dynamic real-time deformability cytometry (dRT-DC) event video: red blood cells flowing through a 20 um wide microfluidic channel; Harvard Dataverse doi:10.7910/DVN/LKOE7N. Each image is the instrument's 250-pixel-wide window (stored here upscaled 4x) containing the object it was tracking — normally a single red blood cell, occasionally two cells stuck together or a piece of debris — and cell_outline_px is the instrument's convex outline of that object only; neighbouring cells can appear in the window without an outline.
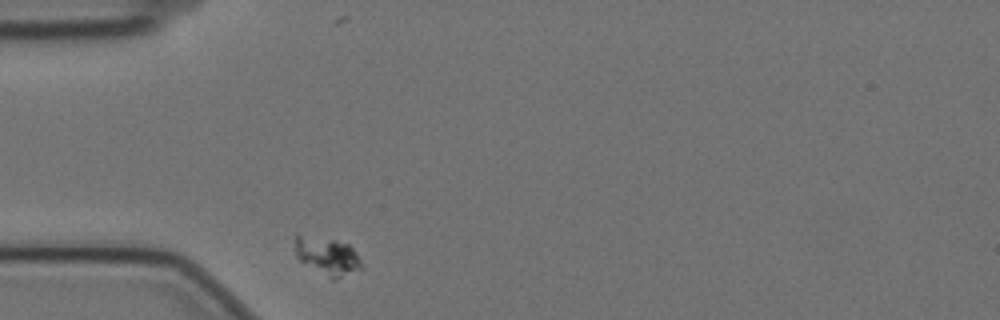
{"species": "Egyptian fruit bat (a non-hibernating species)", "species_latin": "Rousettus aegyptiacus", "temperature_condition": "cold", "stored_images_in_passage": 35, "camera_frame_rate_fps": 3000, "um_per_image_px": 0.085, "animal": {"sex": "female"}, "frame": {"image": 1, "passage_image": 1, "time_ms": 0.0, "image_size_px": [1000, 320], "cell_outline_px": [[360, 268], [332, 280], [300, 260], [296, 256], [296, 232], [336, 240], [348, 244], [356, 252], [360, 260]], "centroid_in_image_um": [27.77, 21.71], "position_along_channel_um": 57.2, "area_um2": 14.39}}
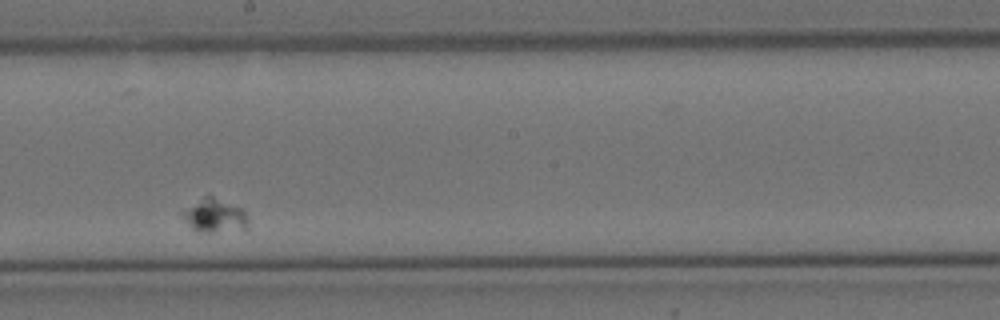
{"frame": {"image": 2, "passage_image": 20, "time_ms": 6.333, "image_size_px": [1000, 320], "cell_outline_px": [[248, 228], [212, 232], [196, 232], [184, 220], [180, 212], [204, 196], [212, 196], [240, 208], [244, 212], [248, 224]], "centroid_in_image_um": [18.2, 18.34], "position_along_channel_um": 230.0, "area_um2": 12.54}}
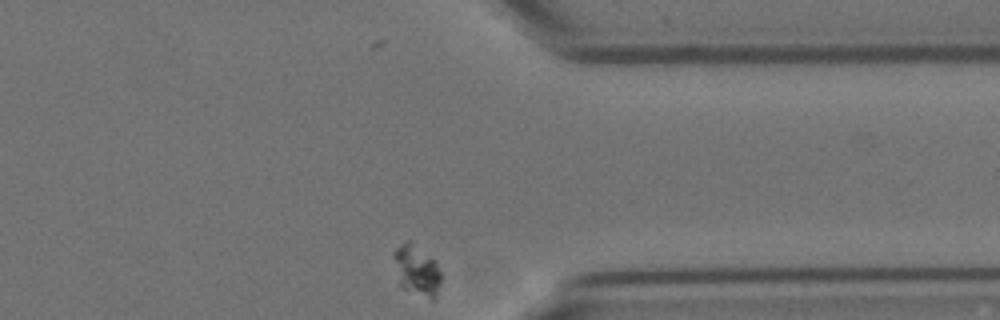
{"frame": {"image": 3, "passage_image": 35, "time_ms": 11.333, "image_size_px": [1000, 320], "cell_outline_px": [[440, 284], [436, 296], [432, 300], [404, 288], [400, 284], [392, 256], [392, 252], [400, 244], [408, 240], [412, 240], [436, 264], [440, 272]], "centroid_in_image_um": [35.39, 22.95], "position_along_channel_um": 376.0, "area_um2": 13.64}}